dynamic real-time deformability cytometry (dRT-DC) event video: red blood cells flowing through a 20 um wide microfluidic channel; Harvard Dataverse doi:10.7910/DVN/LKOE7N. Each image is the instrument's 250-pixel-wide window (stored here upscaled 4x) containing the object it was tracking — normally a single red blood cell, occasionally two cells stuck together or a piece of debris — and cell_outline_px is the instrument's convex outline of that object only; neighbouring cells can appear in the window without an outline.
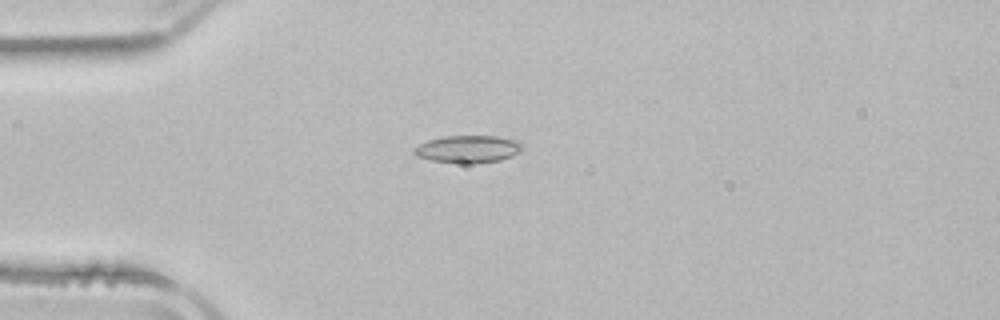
{"species": "common noctule bat (a hibernating species)", "species_latin": "Nyctalus noctula", "temperature_condition": "room temperature", "stored_images_in_passage": 3, "camera_frame_rate_fps": 3000, "um_per_image_px": 0.085, "animal": {"sex": "male", "body_mass_g": 21.5, "forearm_length_mm": 52.0}, "frame": {"image": 1, "passage_image": 3, "time_ms": 2.667, "image_size_px": [1000, 320], "cell_outline_px": [[524, 148], [520, 152], [512, 156], [500, 160], [472, 164], [464, 164], [432, 160], [416, 156], [412, 152], [412, 148], [428, 140], [444, 136], [496, 136], [520, 140], [524, 144]], "centroid_in_image_um": [39.82, 12.67], "position_along_channel_um": 45.2, "area_um2": 17.63}}